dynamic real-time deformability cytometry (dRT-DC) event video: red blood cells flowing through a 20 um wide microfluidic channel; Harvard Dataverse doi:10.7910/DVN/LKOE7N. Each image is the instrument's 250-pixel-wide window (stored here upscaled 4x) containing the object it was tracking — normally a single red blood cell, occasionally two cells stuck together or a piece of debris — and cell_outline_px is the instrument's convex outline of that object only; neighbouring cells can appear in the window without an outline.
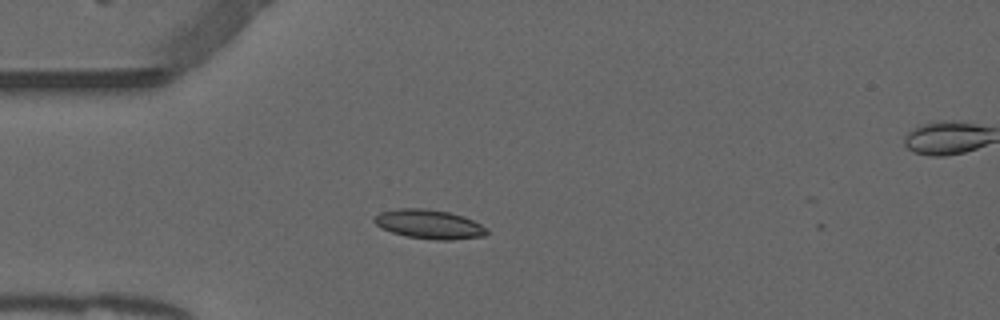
{"species": "common noctule bat (a hibernating species)", "species_latin": "Nyctalus noctula", "temperature_condition": "warm", "stored_images_in_passage": 47, "camera_frame_rate_fps": 3000, "um_per_image_px": 0.085, "animal": {"sex": "male", "forearm_length_mm": 52.5}, "frame": {"image": 1, "passage_image": 9, "time_ms": 2.667, "image_size_px": [1000, 320], "cell_outline_px": [[488, 232], [484, 236], [448, 240], [436, 240], [408, 236], [392, 232], [376, 224], [372, 220], [380, 212], [400, 208], [424, 208], [448, 212], [464, 216], [488, 228]], "centroid_in_image_um": [36.5, 19.05], "position_along_channel_um": 48.5, "area_um2": 18.9}}
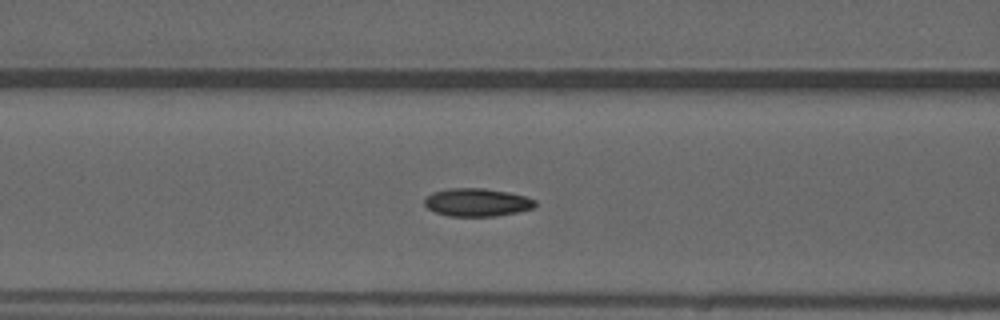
{"frame": {"image": 2, "passage_image": 16, "time_ms": 5.0, "image_size_px": [1000, 320], "cell_outline_px": [[536, 204], [532, 208], [516, 212], [496, 216], [448, 216], [436, 212], [428, 208], [424, 204], [424, 196], [432, 192], [448, 188], [484, 188], [508, 192], [524, 196], [536, 200]], "centroid_in_image_um": [40.5, 17.19], "position_along_channel_um": 126.1, "area_um2": 18.09}}
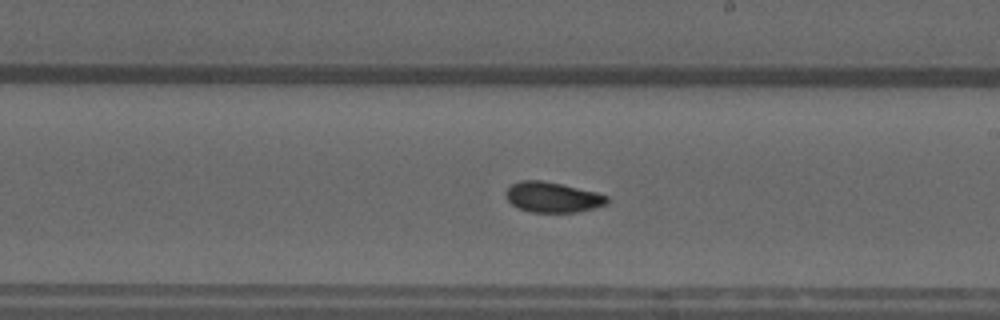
{"frame": {"image": 3, "passage_image": 25, "time_ms": 8.0, "image_size_px": [1000, 320], "cell_outline_px": [[608, 204], [596, 208], [576, 212], [528, 212], [512, 204], [508, 200], [504, 192], [512, 184], [520, 180], [544, 180], [596, 192], [608, 196]], "centroid_in_image_um": [46.98, 16.76], "position_along_channel_um": 242.0, "area_um2": 17.98}, "authors_computed_cell_mechanics": {"area_um2": 17.8024, "velocity_mm_per_s": 3.8762, "shape_relaxation_time_tau1_ms": null, "shape_relaxation_time_tau2_ms": 2.7049, "deformation_change_tau1": null, "deformation_change_tau2": 0.0688}}